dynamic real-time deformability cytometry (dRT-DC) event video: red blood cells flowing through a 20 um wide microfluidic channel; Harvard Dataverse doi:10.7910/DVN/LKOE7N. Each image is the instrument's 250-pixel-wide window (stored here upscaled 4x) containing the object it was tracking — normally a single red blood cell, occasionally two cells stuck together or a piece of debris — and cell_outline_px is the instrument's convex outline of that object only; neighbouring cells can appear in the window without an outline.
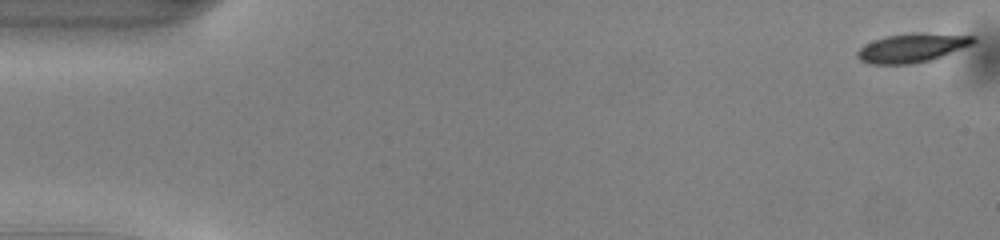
{"species": "common noctule bat (a hibernating species)", "species_latin": "Nyctalus noctula", "temperature_condition": "warm", "stored_images_in_passage": 10, "camera_frame_rate_fps": 3000, "um_per_image_px": 0.085, "animal": {"sex": "male", "body_mass_g": 13.0, "forearm_length_mm": 53.1}, "frame": {"image": 1, "passage_image": 1, "time_ms": 0.0, "image_size_px": [1000, 240], "cell_outline_px": [[976, 40], [972, 44], [932, 60], [912, 64], [872, 64], [860, 60], [856, 56], [856, 52], [860, 48], [876, 40], [888, 36], [912, 32], [924, 32], [976, 36]], "centroid_in_image_um": [77.56, 4.06], "position_along_channel_um": 7.4, "area_um2": 19.48}}